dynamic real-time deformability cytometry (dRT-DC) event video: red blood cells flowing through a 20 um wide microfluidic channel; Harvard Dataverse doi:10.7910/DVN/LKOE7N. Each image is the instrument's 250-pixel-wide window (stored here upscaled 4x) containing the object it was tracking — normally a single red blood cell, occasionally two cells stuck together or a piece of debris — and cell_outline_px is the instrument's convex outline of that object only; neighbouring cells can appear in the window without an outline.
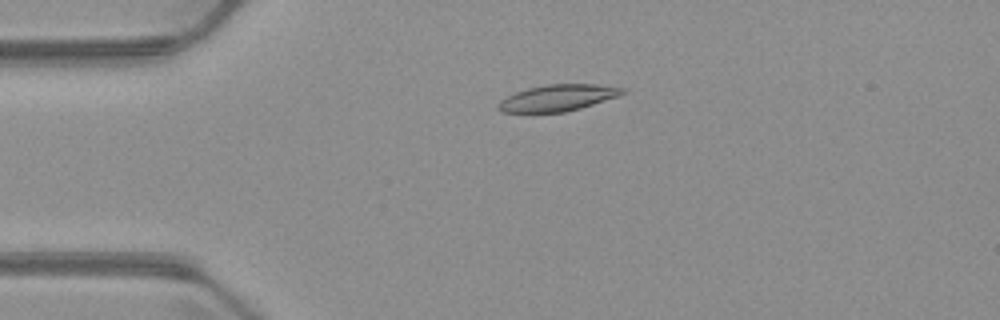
{"species": "common noctule bat (a hibernating species)", "species_latin": "Nyctalus noctula", "temperature_condition": "warm", "stored_images_in_passage": 3, "camera_frame_rate_fps": 3000, "um_per_image_px": 0.085, "animal": {"sex": "male", "body_mass_g": 23.1, "forearm_length_mm": 52.7}, "frame": {"image": 1, "passage_image": 1, "time_ms": 0.0, "image_size_px": [1000, 320], "cell_outline_px": [[628, 92], [620, 96], [580, 108], [564, 112], [500, 112], [496, 108], [496, 104], [500, 100], [516, 92], [528, 88], [548, 84], [596, 84], [628, 88]], "centroid_in_image_um": [47.45, 8.31], "position_along_channel_um": 37.5, "area_um2": 19.31}}
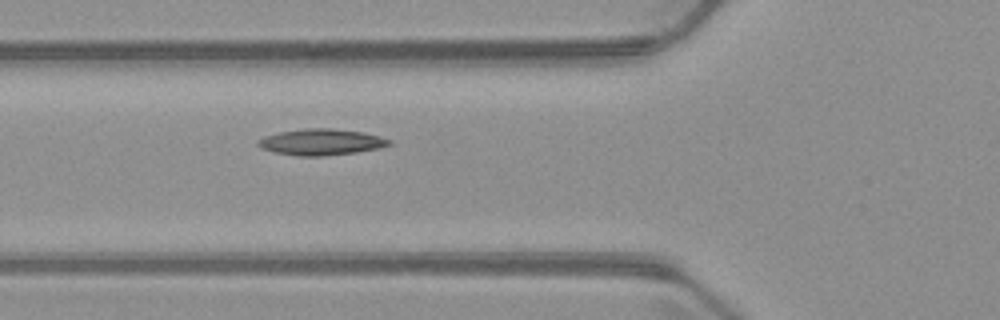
{"frame": {"image": 2, "passage_image": 3, "time_ms": 2.333, "image_size_px": [1000, 320], "cell_outline_px": [[392, 144], [380, 148], [356, 152], [324, 156], [296, 156], [272, 152], [260, 148], [256, 144], [256, 140], [264, 136], [280, 132], [308, 128], [332, 128], [364, 132], [380, 136], [392, 140]], "centroid_in_image_um": [27.29, 12.08], "position_along_channel_um": 98.5, "area_um2": 20.29}}